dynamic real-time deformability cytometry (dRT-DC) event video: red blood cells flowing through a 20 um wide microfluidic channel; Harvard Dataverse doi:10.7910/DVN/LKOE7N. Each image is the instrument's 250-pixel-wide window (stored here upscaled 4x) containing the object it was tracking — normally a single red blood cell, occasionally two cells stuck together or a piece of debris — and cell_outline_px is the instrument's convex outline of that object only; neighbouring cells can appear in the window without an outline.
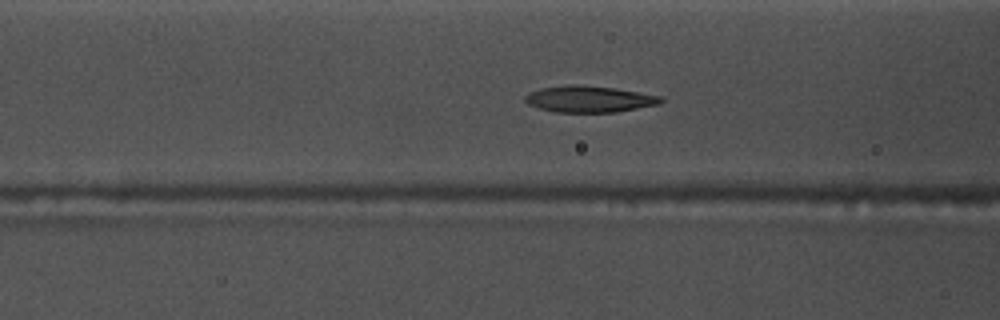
{"species": "common noctule bat (a hibernating species)", "species_latin": "Nyctalus noctula", "temperature_condition": "warm", "stored_images_in_passage": 42, "camera_frame_rate_fps": 3000, "um_per_image_px": 0.085, "animal": {"sex": "male", "body_mass_g": 17.5, "forearm_length_mm": 52.3}, "frame": {"image": 1, "passage_image": 7, "time_ms": 2.0, "image_size_px": [1000, 320], "cell_outline_px": [[664, 100], [660, 104], [616, 112], [556, 112], [540, 108], [528, 104], [524, 100], [524, 96], [528, 92], [540, 88], [568, 84], [572, 84], [612, 88], [660, 96]], "centroid_in_image_um": [50.04, 8.42], "position_along_channel_um": 116.6, "area_um2": 20.75}}
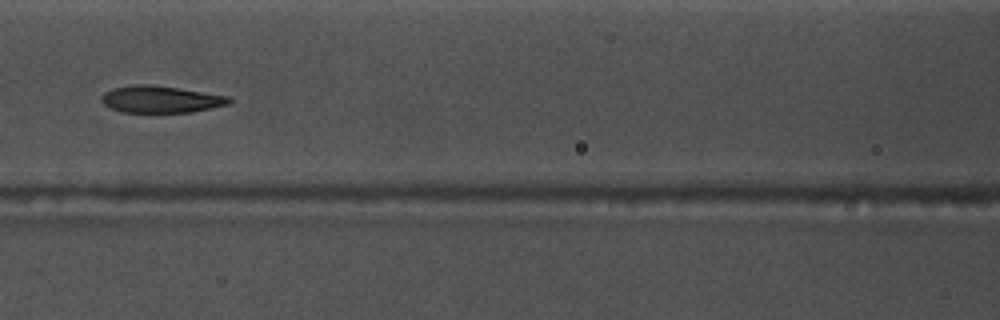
{"frame": {"image": 2, "passage_image": 10, "time_ms": 3.0, "image_size_px": [1000, 320], "cell_outline_px": [[232, 100], [228, 104], [192, 112], [124, 112], [112, 108], [104, 104], [100, 100], [100, 96], [104, 92], [112, 88], [136, 84], [152, 84], [228, 96]], "centroid_in_image_um": [13.62, 8.43], "position_along_channel_um": 153.0, "area_um2": 19.88}}
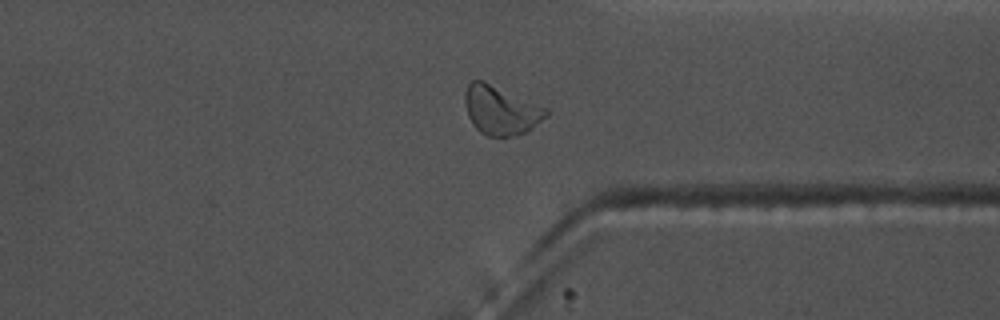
{"frame": {"image": 3, "passage_image": 28, "time_ms": 9.0, "image_size_px": [1000, 320], "cell_outline_px": [[548, 116], [528, 132], [516, 136], [488, 136], [480, 132], [472, 124], [468, 116], [464, 104], [464, 92], [468, 84], [472, 80], [480, 80], [548, 108]], "centroid_in_image_um": [42.57, 9.4], "position_along_channel_um": 368.8, "area_um2": 23.12}, "authors_computed_cell_mechanics": {"area_um2": 20.8658, "velocity_mm_per_s": 3.64, "shape_relaxation_time_tau1_ms": 4.1486, "shape_relaxation_time_tau2_ms": 1.9538, "deformation_change_tau1": 0.1654, "deformation_change_tau2": 0.0902}}